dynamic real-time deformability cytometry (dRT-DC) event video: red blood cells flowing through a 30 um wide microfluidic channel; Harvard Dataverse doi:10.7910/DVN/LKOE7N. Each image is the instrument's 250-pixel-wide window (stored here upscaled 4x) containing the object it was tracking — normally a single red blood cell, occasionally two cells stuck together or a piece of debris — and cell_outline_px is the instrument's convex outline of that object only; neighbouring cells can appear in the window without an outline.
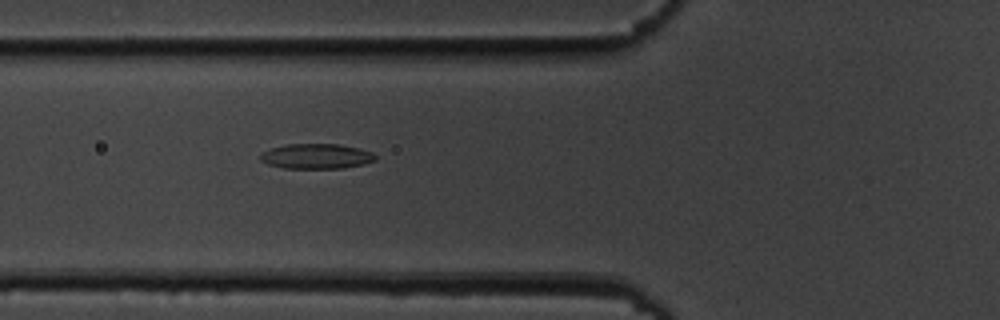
{"species": "common noctule bat (a hibernating species)", "species_latin": "Nyctalus noctula", "temperature_condition": "cold", "stored_images_in_passage": 34, "camera_frame_rate_fps": 3000, "um_per_image_px": 0.085, "animal": {"sex": "male", "body_mass_g": 19.5, "forearm_length_mm": 54.6}, "frame": {"image": 1, "passage_image": 3, "time_ms": 0.667, "image_size_px": [1000, 320], "cell_outline_px": [[376, 160], [364, 164], [344, 168], [284, 168], [268, 164], [260, 160], [260, 152], [284, 144], [340, 144], [360, 148], [372, 152], [376, 156]], "centroid_in_image_um": [26.9, 13.27], "position_along_channel_um": 98.9, "area_um2": 16.94}}
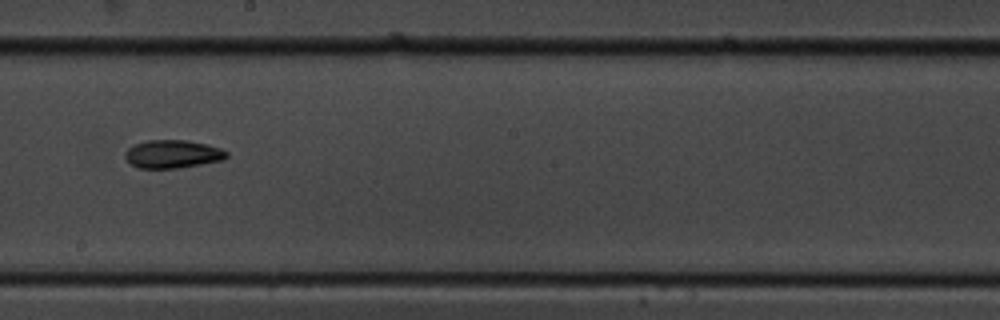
{"frame": {"image": 2, "passage_image": 14, "time_ms": 4.333, "image_size_px": [1000, 320], "cell_outline_px": [[228, 156], [224, 160], [176, 168], [140, 168], [132, 164], [124, 156], [124, 152], [128, 148], [136, 144], [148, 140], [188, 140], [208, 144], [220, 148], [228, 152]], "centroid_in_image_um": [14.7, 13.08], "position_along_channel_um": 233.5, "area_um2": 16.59}}
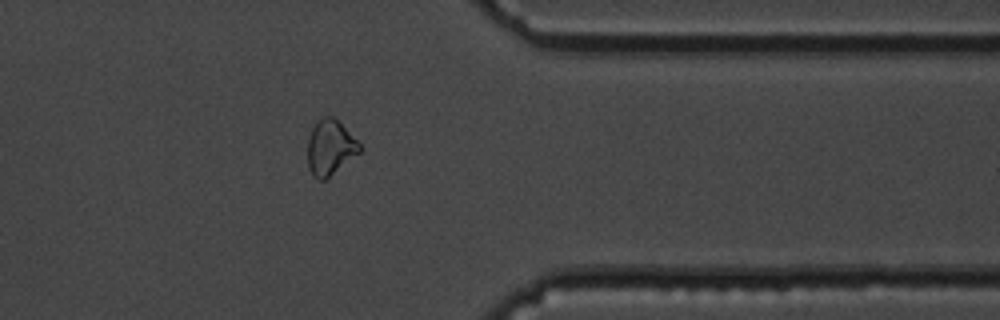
{"frame": {"image": 3, "passage_image": 27, "time_ms": 8.667, "image_size_px": [1000, 320], "cell_outline_px": [[364, 148], [360, 152], [324, 180], [316, 180], [312, 176], [308, 168], [308, 140], [312, 128], [324, 116], [332, 116]], "centroid_in_image_um": [28.05, 12.58], "position_along_channel_um": 383.4, "area_um2": 16.36}}